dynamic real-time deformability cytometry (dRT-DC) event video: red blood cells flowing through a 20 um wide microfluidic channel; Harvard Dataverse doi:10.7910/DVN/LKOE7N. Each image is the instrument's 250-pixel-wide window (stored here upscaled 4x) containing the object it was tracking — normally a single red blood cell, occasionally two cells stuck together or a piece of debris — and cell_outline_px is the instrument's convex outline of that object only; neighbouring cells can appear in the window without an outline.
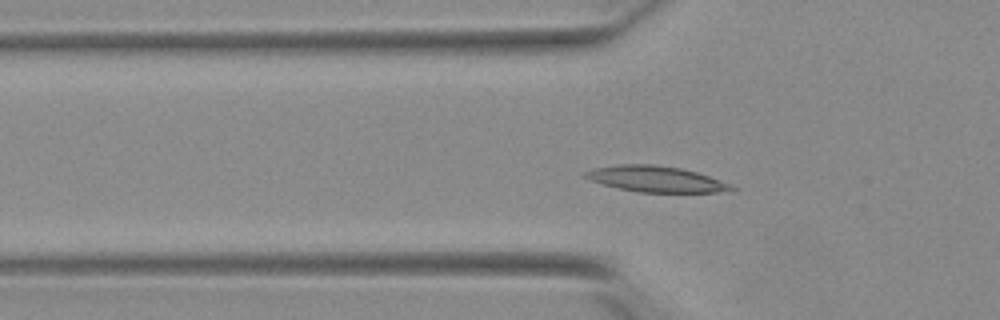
{"species": "Egyptian fruit bat (a non-hibernating species)", "species_latin": "Rousettus aegyptiacus", "temperature_condition": "warm", "stored_images_in_passage": 52, "camera_frame_rate_fps": 3000, "um_per_image_px": 0.085, "animal": {"sex": "female"}, "frame": {"image": 1, "passage_image": 16, "time_ms": 5.0, "image_size_px": [1000, 320], "cell_outline_px": [[736, 188], [716, 192], [640, 192], [620, 188], [588, 180], [584, 176], [584, 172], [596, 168], [620, 164], [652, 164], [680, 168], [696, 172], [732, 184]], "centroid_in_image_um": [55.73, 15.21], "position_along_channel_um": 70.1, "area_um2": 21.68}}
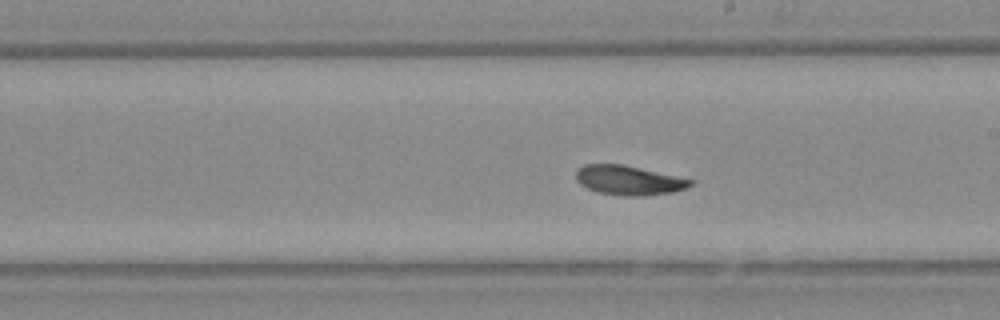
{"frame": {"image": 2, "passage_image": 29, "time_ms": 9.333, "image_size_px": [1000, 320], "cell_outline_px": [[696, 184], [672, 192], [644, 196], [624, 196], [600, 192], [588, 188], [580, 184], [576, 180], [576, 172], [584, 164], [620, 164], [696, 180]], "centroid_in_image_um": [53.48, 15.33], "position_along_channel_um": 235.5, "area_um2": 19.48}}
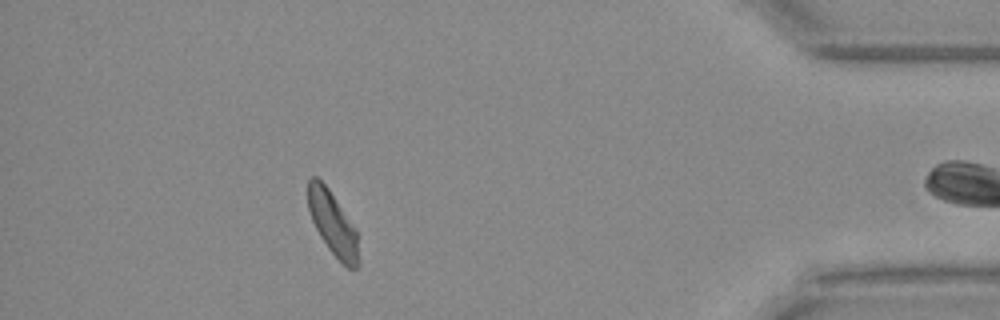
{"frame": {"image": 3, "passage_image": 46, "time_ms": 15.0, "image_size_px": [1000, 320], "cell_outline_px": [[360, 264], [356, 268], [348, 268], [328, 248], [320, 236], [312, 220], [308, 208], [308, 180], [312, 176], [316, 176], [328, 188], [356, 228]], "centroid_in_image_um": [28.3, 19.0], "position_along_channel_um": 406.9, "area_um2": 18.61}, "authors_computed_cell_mechanics": {"area_um2": 20.0277, "velocity_mm_per_s": 3.8387, "shape_relaxation_time_tau1_ms": null, "shape_relaxation_time_tau2_ms": 4.4997, "deformation_change_tau1": null, "deformation_change_tau2": 0.0952}}